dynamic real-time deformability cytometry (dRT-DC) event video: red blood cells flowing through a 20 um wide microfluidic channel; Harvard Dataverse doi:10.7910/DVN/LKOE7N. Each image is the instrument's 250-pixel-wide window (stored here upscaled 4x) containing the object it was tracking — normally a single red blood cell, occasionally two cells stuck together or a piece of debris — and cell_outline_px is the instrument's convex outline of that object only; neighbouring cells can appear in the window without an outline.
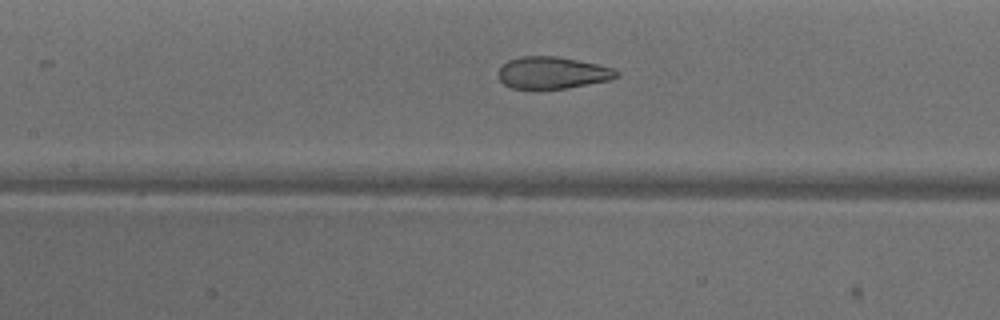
{"species": "common noctule bat (a hibernating species)", "species_latin": "Nyctalus noctula", "temperature_condition": "warm", "stored_images_in_passage": 25, "camera_frame_rate_fps": 3000, "um_per_image_px": 0.085, "animal": {"sex": "male", "body_mass_g": 18.8}, "frame": {"image": 1, "passage_image": 21, "time_ms": 6.667, "image_size_px": [1000, 320], "cell_outline_px": [[620, 76], [608, 80], [564, 88], [512, 88], [504, 84], [500, 80], [500, 68], [508, 60], [520, 56], [556, 56], [596, 64], [612, 68], [620, 72]], "centroid_in_image_um": [46.96, 6.17], "position_along_channel_um": 160.4, "area_um2": 21.56}}
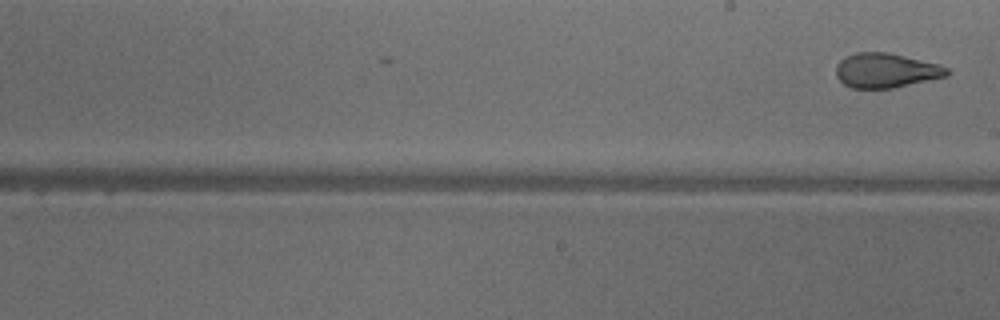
{"frame": {"image": 2, "passage_image": 25, "time_ms": 8.0, "image_size_px": [1000, 320], "cell_outline_px": [[948, 76], [892, 88], [852, 88], [844, 84], [836, 76], [836, 64], [844, 56], [856, 52], [888, 52], [940, 64], [948, 68]], "centroid_in_image_um": [75.29, 5.98], "position_along_channel_um": 213.7, "area_um2": 22.43}}